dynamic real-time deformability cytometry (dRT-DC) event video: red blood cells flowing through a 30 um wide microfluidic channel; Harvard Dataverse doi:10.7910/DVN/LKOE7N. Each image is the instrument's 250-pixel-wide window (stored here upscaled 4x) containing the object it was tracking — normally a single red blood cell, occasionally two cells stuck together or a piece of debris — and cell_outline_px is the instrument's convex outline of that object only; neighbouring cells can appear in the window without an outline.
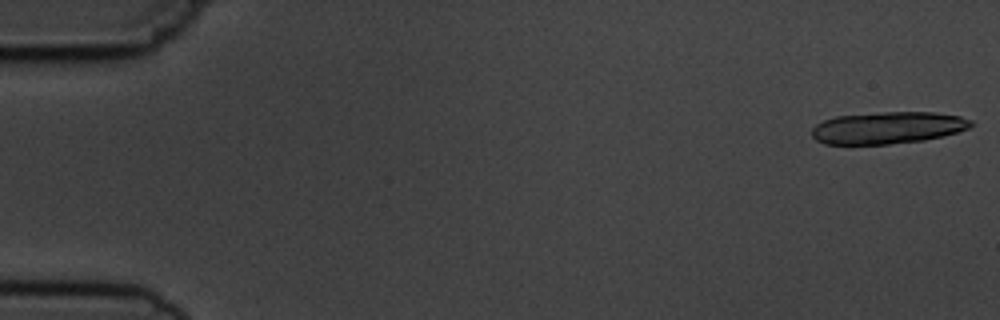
{"species": "common noctule bat (a hibernating species)", "species_latin": "Nyctalus noctula", "temperature_condition": "cold", "stored_images_in_passage": 6, "camera_frame_rate_fps": 3000, "um_per_image_px": 0.085, "animal": {"sex": "male", "body_mass_g": 19.5, "forearm_length_mm": 54.6}, "frame": {"image": 1, "passage_image": 1, "time_ms": 0.0, "image_size_px": [1000, 320], "cell_outline_px": [[972, 124], [968, 128], [944, 136], [924, 140], [888, 144], [824, 144], [816, 140], [812, 136], [812, 128], [816, 124], [824, 120], [836, 116], [880, 112], [932, 112], [960, 116], [972, 120]], "centroid_in_image_um": [75.44, 10.86], "position_along_channel_um": 9.6, "area_um2": 29.65}}